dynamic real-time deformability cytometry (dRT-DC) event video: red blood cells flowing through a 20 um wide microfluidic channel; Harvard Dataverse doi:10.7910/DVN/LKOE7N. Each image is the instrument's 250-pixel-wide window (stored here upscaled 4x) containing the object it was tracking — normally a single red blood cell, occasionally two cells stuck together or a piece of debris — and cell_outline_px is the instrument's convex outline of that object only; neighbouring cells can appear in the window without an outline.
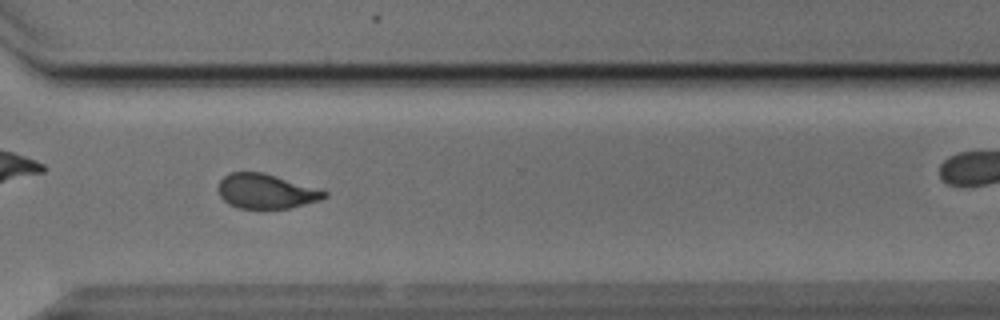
{"species": "Egyptian fruit bat (a non-hibernating species)", "species_latin": "Rousettus aegyptiacus", "temperature_condition": "cold", "stored_images_in_passage": 53, "camera_frame_rate_fps": 3000, "um_per_image_px": 0.085, "animal": {"sex": "male"}, "frame": {"image": 1, "passage_image": 38, "time_ms": 12.333, "image_size_px": [1000, 320], "cell_outline_px": [[328, 196], [320, 200], [292, 208], [240, 208], [228, 204], [220, 196], [220, 180], [224, 176], [232, 172], [264, 172], [328, 192]], "centroid_in_image_um": [22.63, 16.26], "position_along_channel_um": 348.0, "area_um2": 21.15}, "authors_computed_cell_mechanics": {"area_um2": 22.0796, "velocity_mm_per_s": 3.8394, "shape_relaxation_time_tau1_ms": 4.3197, "shape_relaxation_time_tau2_ms": 1.8266, "deformation_change_tau1": 0.1454, "deformation_change_tau2": 0.0725}}